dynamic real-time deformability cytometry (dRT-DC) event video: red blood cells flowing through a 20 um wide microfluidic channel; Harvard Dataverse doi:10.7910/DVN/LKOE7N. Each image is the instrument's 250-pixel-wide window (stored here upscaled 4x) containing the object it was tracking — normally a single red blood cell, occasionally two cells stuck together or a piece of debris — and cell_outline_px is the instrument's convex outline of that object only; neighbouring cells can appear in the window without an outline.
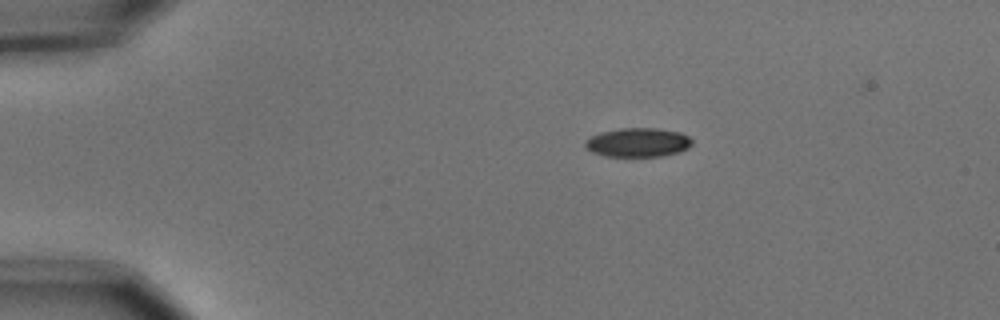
{"species": "common noctule bat (a hibernating species)", "species_latin": "Nyctalus noctula", "temperature_condition": "cold", "stored_images_in_passage": 45, "camera_frame_rate_fps": 3000, "um_per_image_px": 0.085, "animal": {"sex": "male", "body_mass_g": 15.6}, "frame": {"image": 1, "passage_image": 1, "time_ms": 0.0, "image_size_px": [1000, 320], "cell_outline_px": [[692, 144], [688, 148], [680, 152], [664, 156], [604, 156], [592, 152], [584, 144], [592, 136], [600, 132], [620, 128], [656, 128], [680, 132], [688, 136], [692, 140]], "centroid_in_image_um": [54.26, 12.11], "position_along_channel_um": 30.7, "area_um2": 18.03}}
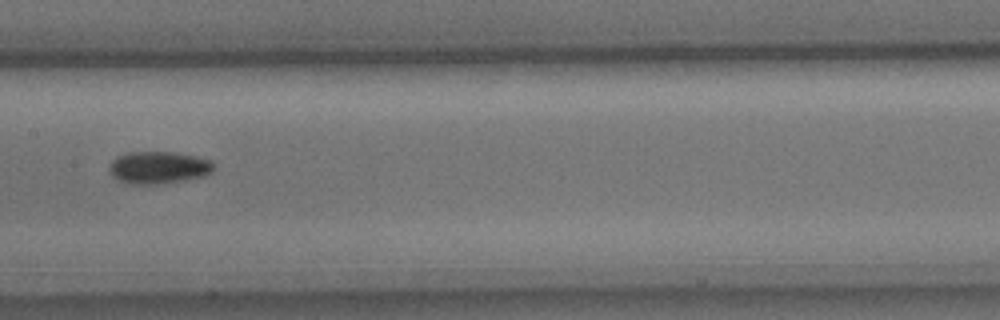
{"frame": {"image": 2, "passage_image": 19, "time_ms": 6.0, "image_size_px": [1000, 320], "cell_outline_px": [[212, 172], [204, 176], [184, 180], [156, 184], [128, 184], [112, 176], [108, 168], [112, 160], [116, 156], [128, 152], [172, 152], [196, 156], [212, 160]], "centroid_in_image_um": [13.45, 14.23], "position_along_channel_um": 194.0, "area_um2": 19.65}}
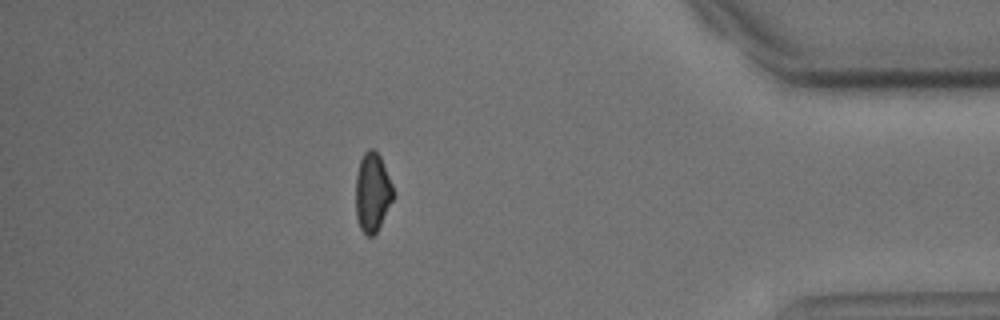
{"frame": {"image": 3, "passage_image": 39, "time_ms": 12.667, "image_size_px": [1000, 320], "cell_outline_px": [[392, 200], [376, 232], [372, 236], [364, 236], [360, 228], [356, 216], [356, 176], [360, 160], [364, 152], [368, 148], [372, 148], [380, 156], [392, 184]], "centroid_in_image_um": [31.62, 16.34], "position_along_channel_um": 403.6, "area_um2": 16.99}, "authors_computed_cell_mechanics": {"area_um2": 18.6694, "velocity_mm_per_s": 3.6904, "shape_relaxation_time_tau1_ms": 2.8767, "shape_relaxation_time_tau2_ms": null, "deformation_change_tau1": 0.0978, "deformation_change_tau2": null}}